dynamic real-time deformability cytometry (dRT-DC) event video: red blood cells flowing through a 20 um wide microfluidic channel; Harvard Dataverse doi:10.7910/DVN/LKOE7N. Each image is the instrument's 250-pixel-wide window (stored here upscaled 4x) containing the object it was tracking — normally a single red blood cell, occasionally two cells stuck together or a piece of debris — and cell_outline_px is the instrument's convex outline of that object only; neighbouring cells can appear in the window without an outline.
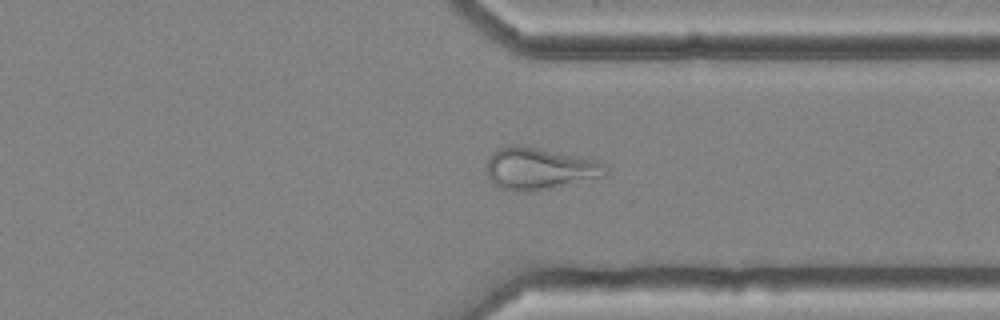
{"species": "common noctule bat (a hibernating species)", "species_latin": "Nyctalus noctula", "temperature_condition": "cold", "stored_images_in_passage": 40, "camera_frame_rate_fps": 3000, "um_per_image_px": 0.085, "animal": {"sex": "female", "body_mass_g": 25.1}, "frame": {"image": 1, "passage_image": 29, "time_ms": 9.333, "image_size_px": [1000, 320], "cell_outline_px": [[608, 172], [604, 176], [548, 188], [528, 192], [516, 192], [500, 188], [492, 184], [488, 176], [488, 160], [492, 152], [508, 144], [516, 144], [596, 160], [604, 164], [608, 168]], "centroid_in_image_um": [45.8, 14.34], "position_along_channel_um": 365.6, "area_um2": 28.73}}
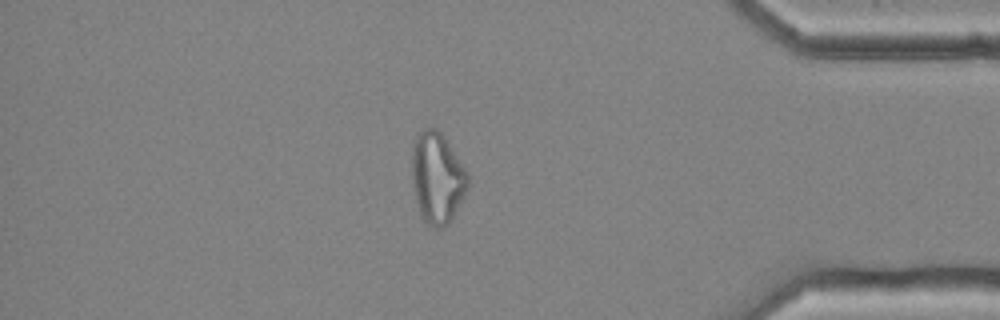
{"frame": {"image": 2, "passage_image": 34, "time_ms": 11.0, "image_size_px": [1000, 320], "cell_outline_px": [[468, 188], [464, 196], [448, 224], [444, 228], [436, 228], [428, 224], [420, 216], [412, 184], [412, 152], [416, 136], [424, 128], [432, 124], [440, 132], [468, 172]], "centroid_in_image_um": [37.15, 15.12], "position_along_channel_um": 398.1, "area_um2": 29.65}, "authors_computed_cell_mechanics": {"area_um2": 26.8192, "velocity_mm_per_s": 3.6289, "shape_relaxation_time_tau1_ms": null, "shape_relaxation_time_tau2_ms": 2.6636, "deformation_change_tau1": null, "deformation_change_tau2": 0.1072}}